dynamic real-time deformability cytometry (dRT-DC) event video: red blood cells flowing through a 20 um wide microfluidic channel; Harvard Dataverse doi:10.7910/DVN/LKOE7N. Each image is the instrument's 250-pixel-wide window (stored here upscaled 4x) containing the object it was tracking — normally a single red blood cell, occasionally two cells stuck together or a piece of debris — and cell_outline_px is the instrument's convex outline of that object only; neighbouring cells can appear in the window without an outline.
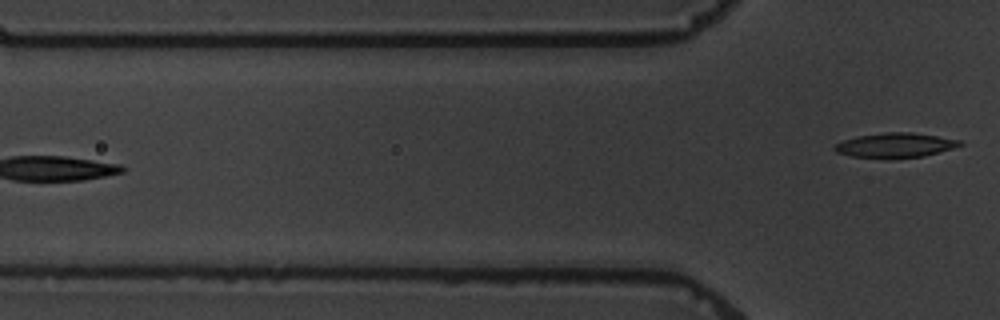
{"species": "common noctule bat (a hibernating species)", "species_latin": "Nyctalus noctula", "temperature_condition": "warm", "stored_images_in_passage": 6, "camera_frame_rate_fps": 3000, "um_per_image_px": 0.085, "animal": {"sex": "male", "body_mass_g": 19.5, "forearm_length_mm": 54.6}, "frame": {"image": 1, "passage_image": 6, "time_ms": 6.0, "image_size_px": [1000, 320], "cell_outline_px": [[964, 144], [952, 148], [924, 156], [852, 156], [836, 152], [832, 148], [836, 144], [844, 140], [856, 136], [888, 132], [912, 132], [960, 140]], "centroid_in_image_um": [76.1, 12.3], "position_along_channel_um": 49.7, "area_um2": 17.17}}